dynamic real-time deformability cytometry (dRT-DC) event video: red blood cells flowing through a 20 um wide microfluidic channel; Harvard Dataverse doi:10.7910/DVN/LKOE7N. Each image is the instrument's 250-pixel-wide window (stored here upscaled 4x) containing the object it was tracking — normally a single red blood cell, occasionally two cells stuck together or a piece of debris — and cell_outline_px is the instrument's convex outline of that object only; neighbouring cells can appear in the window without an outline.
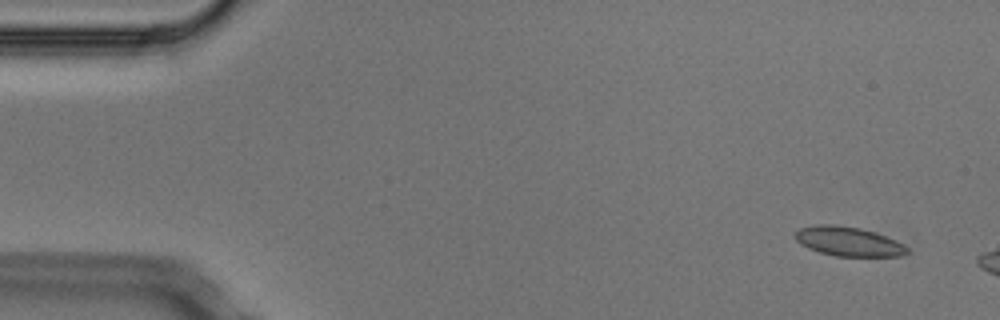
{"species": "Egyptian fruit bat (a non-hibernating species)", "species_latin": "Rousettus aegyptiacus", "temperature_condition": "cold", "stored_images_in_passage": 3, "camera_frame_rate_fps": 3000, "um_per_image_px": 0.085, "animal": {"sex": "male"}, "frame": {"image": 1, "passage_image": 1, "time_ms": 0.0, "image_size_px": [1000, 320], "cell_outline_px": [[908, 252], [900, 256], [836, 256], [820, 252], [808, 248], [800, 244], [792, 236], [800, 228], [816, 224], [836, 224], [860, 228], [876, 232], [896, 240], [904, 244], [908, 248]], "centroid_in_image_um": [72.1, 20.51], "position_along_channel_um": 12.9, "area_um2": 19.31}}